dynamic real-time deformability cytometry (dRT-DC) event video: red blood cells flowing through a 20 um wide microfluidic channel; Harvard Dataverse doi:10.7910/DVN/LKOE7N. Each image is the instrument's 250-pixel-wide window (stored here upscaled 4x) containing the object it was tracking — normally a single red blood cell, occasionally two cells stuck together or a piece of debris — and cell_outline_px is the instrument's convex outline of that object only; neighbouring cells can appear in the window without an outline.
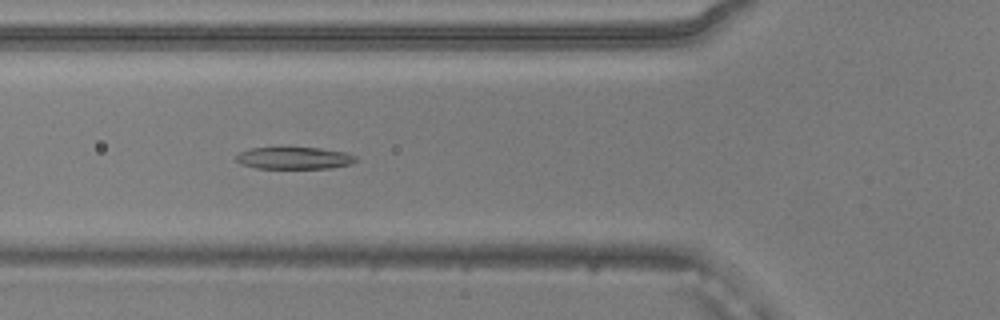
{"species": "common noctule bat (a hibernating species)", "species_latin": "Nyctalus noctula", "temperature_condition": "warm", "stored_images_in_passage": 51, "camera_frame_rate_fps": 3000, "um_per_image_px": 0.085, "animal": {"sex": "male", "body_mass_g": 20.5, "forearm_length_mm": 52.5}, "frame": {"image": 1, "passage_image": 17, "time_ms": 5.333, "image_size_px": [1000, 320], "cell_outline_px": [[356, 160], [352, 164], [328, 168], [256, 168], [240, 164], [236, 160], [236, 156], [240, 152], [252, 148], [320, 148], [344, 152], [356, 156]], "centroid_in_image_um": [25.0, 13.44], "position_along_channel_um": 100.8, "area_um2": 15.2}}
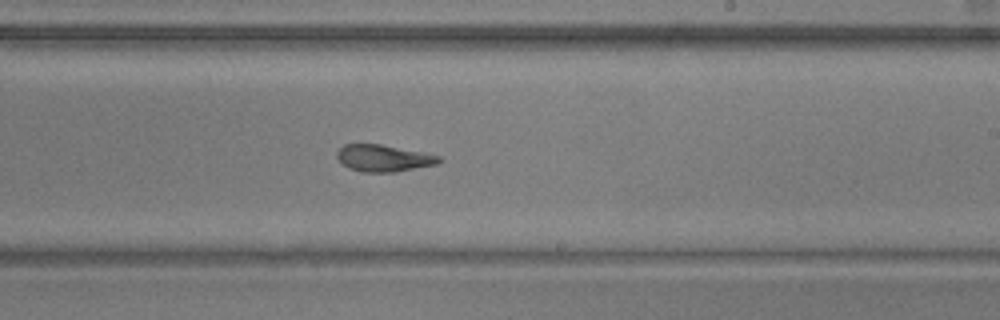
{"frame": {"image": 2, "passage_image": 29, "time_ms": 9.333, "image_size_px": [1000, 320], "cell_outline_px": [[440, 160], [436, 164], [396, 172], [364, 172], [348, 168], [336, 156], [336, 152], [344, 144], [380, 144], [424, 152], [440, 156]], "centroid_in_image_um": [32.59, 13.44], "position_along_channel_um": 256.4, "area_um2": 15.84}}
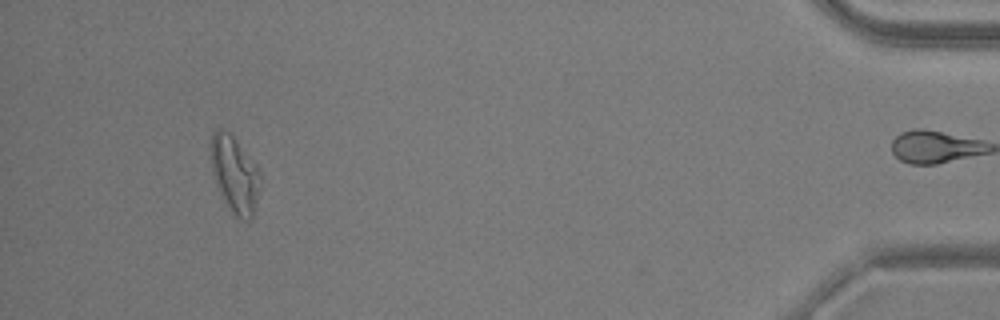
{"frame": {"image": 3, "passage_image": 47, "time_ms": 15.333, "image_size_px": [1000, 320], "cell_outline_px": [[260, 176], [252, 216], [248, 220], [240, 220], [232, 212], [224, 200], [220, 192], [212, 172], [212, 132], [216, 128], [224, 128], [236, 140], [260, 172]], "centroid_in_image_um": [19.92, 14.8], "position_along_channel_um": 415.3, "area_um2": 21.1}, "authors_computed_cell_mechanics": {"area_um2": 17.5712, "velocity_mm_per_s": 3.8776, "shape_relaxation_time_tau1_ms": 3.5637, "shape_relaxation_time_tau2_ms": 1.5772, "deformation_change_tau1": 0.1921, "deformation_change_tau2": 0.1096}}